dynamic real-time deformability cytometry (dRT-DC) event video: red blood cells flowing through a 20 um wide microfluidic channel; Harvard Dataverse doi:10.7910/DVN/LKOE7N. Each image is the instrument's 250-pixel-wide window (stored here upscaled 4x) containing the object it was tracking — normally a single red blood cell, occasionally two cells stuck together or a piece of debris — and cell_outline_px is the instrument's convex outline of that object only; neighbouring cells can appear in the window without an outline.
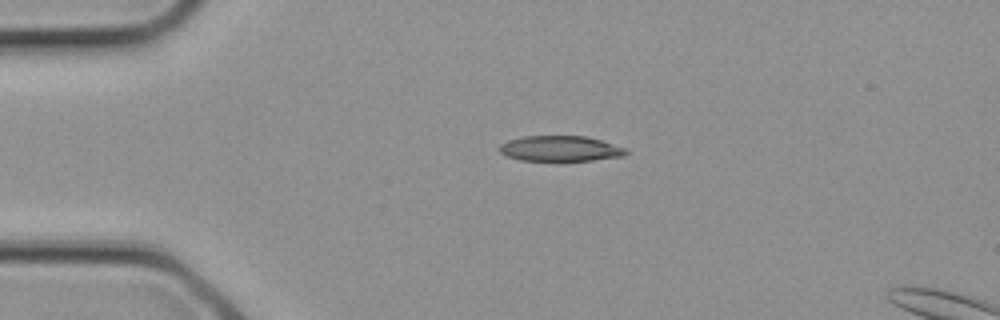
{"species": "common noctule bat (a hibernating species)", "species_latin": "Nyctalus noctula", "temperature_condition": "cold", "stored_images_in_passage": 2, "camera_frame_rate_fps": 3000, "um_per_image_px": 0.085, "animal": {"sex": "female", "body_mass_g": 21.9}, "frame": {"image": 1, "passage_image": 1, "time_ms": 0.0, "image_size_px": [1000, 320], "cell_outline_px": [[628, 152], [624, 156], [592, 160], [520, 160], [508, 156], [500, 152], [500, 144], [508, 140], [524, 136], [588, 136], [624, 148]], "centroid_in_image_um": [47.61, 12.62], "position_along_channel_um": 37.4, "area_um2": 18.5}}